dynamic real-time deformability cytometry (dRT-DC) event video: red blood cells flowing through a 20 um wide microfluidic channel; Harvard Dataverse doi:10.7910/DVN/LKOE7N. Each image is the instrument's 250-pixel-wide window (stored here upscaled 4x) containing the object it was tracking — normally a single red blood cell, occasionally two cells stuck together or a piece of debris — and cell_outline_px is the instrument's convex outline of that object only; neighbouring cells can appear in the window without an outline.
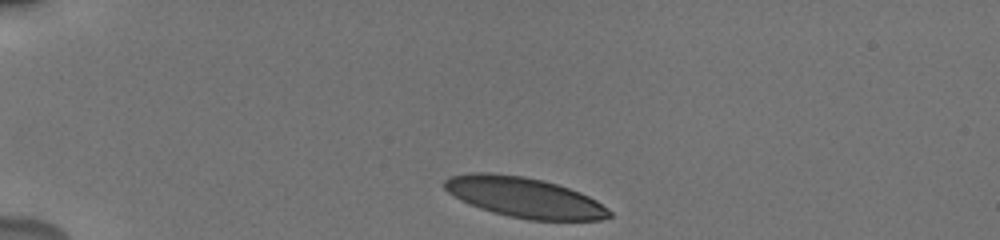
{"species": "human", "species_latin": "Homo sapiens", "temperature_condition": "cold", "stored_images_in_passage": 36, "camera_frame_rate_fps": 3000, "um_per_image_px": 0.085, "donor": {"sex": "male"}, "frame": {"image": 1, "passage_image": 1, "time_ms": 0.0, "image_size_px": [1000, 240], "cell_outline_px": [[612, 216], [600, 220], [528, 220], [508, 216], [492, 212], [480, 208], [460, 200], [448, 192], [444, 188], [444, 180], [448, 176], [468, 172], [488, 172], [524, 176], [544, 180], [580, 192], [596, 200], [608, 208], [612, 212]], "centroid_in_image_um": [44.55, 16.77], "position_along_channel_um": 40.4, "area_um2": 38.84}}
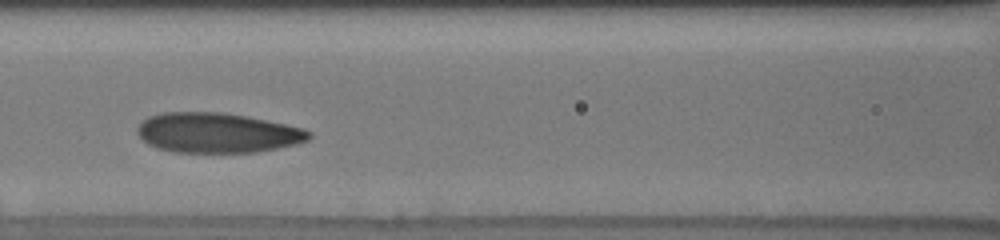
{"frame": {"image": 2, "passage_image": 14, "time_ms": 4.333, "image_size_px": [1000, 240], "cell_outline_px": [[312, 136], [308, 140], [296, 144], [256, 152], [172, 152], [156, 148], [148, 144], [136, 132], [136, 128], [148, 116], [164, 112], [220, 112], [248, 116], [304, 128], [312, 132]], "centroid_in_image_um": [18.47, 11.28], "position_along_channel_um": 148.1, "area_um2": 40.06}}
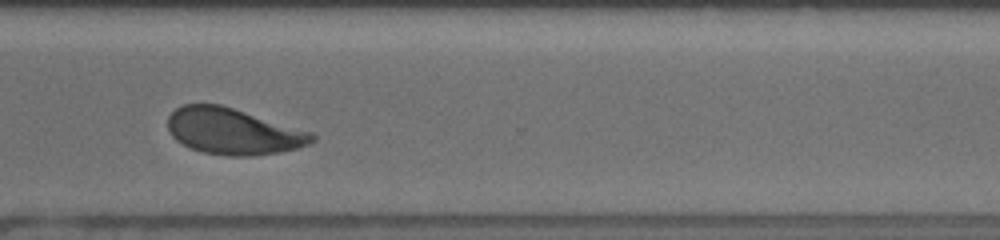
{"frame": {"image": 3, "passage_image": 30, "time_ms": 9.667, "image_size_px": [1000, 240], "cell_outline_px": [[316, 140], [312, 144], [296, 148], [276, 152], [252, 156], [224, 156], [204, 152], [192, 148], [176, 140], [172, 136], [168, 128], [168, 116], [180, 104], [220, 104], [312, 132], [316, 136]], "centroid_in_image_um": [19.82, 11.16], "position_along_channel_um": 350.8, "area_um2": 38.73}, "authors_computed_cell_mechanics": {"area_um2": 39.9398, "velocity_mm_per_s": 3.8065, "shape_relaxation_time_tau1_ms": 3.9117, "shape_relaxation_time_tau2_ms": 1.3511, "deformation_change_tau1": 0.1628, "deformation_change_tau2": 0.0807}}